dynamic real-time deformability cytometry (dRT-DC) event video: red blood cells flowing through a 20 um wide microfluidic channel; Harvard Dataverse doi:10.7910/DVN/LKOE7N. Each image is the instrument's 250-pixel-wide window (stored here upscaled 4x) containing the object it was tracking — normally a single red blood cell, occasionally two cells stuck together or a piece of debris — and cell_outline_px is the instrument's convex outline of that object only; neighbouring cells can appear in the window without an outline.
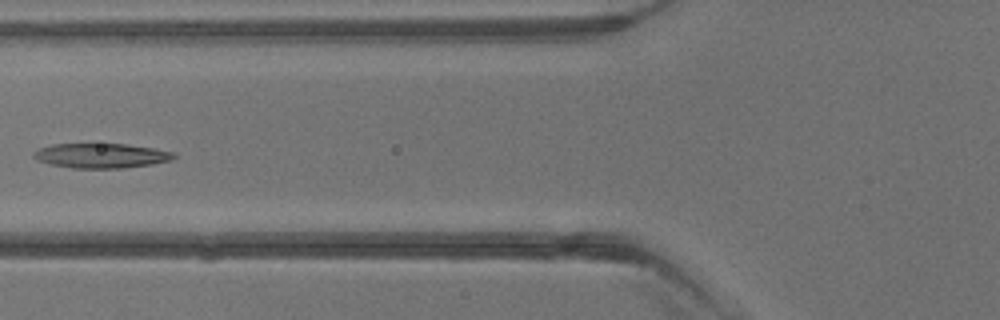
{"species": "common noctule bat (a hibernating species)", "species_latin": "Nyctalus noctula", "temperature_condition": "warm", "stored_images_in_passage": 5, "camera_frame_rate_fps": 3000, "um_per_image_px": 0.085, "animal": {"sex": "male", "body_mass_g": 13.3}, "frame": {"image": 1, "passage_image": 5, "time_ms": 4.667, "image_size_px": [1000, 320], "cell_outline_px": [[176, 156], [172, 160], [152, 164], [120, 168], [72, 168], [52, 164], [36, 160], [32, 156], [32, 152], [40, 148], [52, 144], [128, 144], [152, 148], [172, 152]], "centroid_in_image_um": [8.57, 13.23], "position_along_channel_um": 117.2, "area_um2": 20.06}}